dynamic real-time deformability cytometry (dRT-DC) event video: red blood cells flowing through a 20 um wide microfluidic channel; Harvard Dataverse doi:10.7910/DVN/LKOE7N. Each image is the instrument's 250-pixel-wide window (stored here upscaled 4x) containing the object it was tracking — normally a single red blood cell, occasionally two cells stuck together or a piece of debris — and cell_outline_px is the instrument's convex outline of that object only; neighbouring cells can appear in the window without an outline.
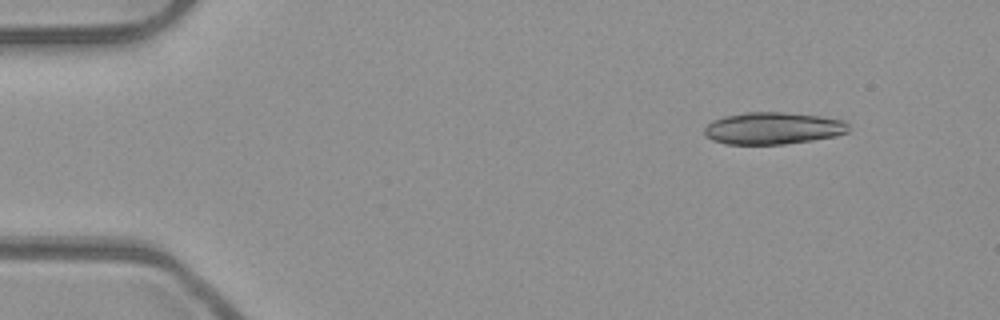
{"species": "common noctule bat (a hibernating species)", "species_latin": "Nyctalus noctula", "temperature_condition": "room temperature", "stored_images_in_passage": 5, "segment_of_instrument_passage": [2, 2], "camera_frame_rate_fps": 3000, "um_per_image_px": 0.085, "animal": {"sex": "male", "body_mass_g": 23.1, "forearm_length_mm": 52.7}, "frame": {"image": 1, "passage_image": 5, "time_ms": 1.333, "image_size_px": [1000, 320], "cell_outline_px": [[848, 132], [836, 136], [812, 140], [784, 144], [724, 144], [712, 140], [704, 136], [704, 128], [712, 120], [724, 116], [748, 112], [784, 112], [820, 116], [844, 120], [848, 124]], "centroid_in_image_um": [65.68, 10.9], "position_along_channel_um": 19.3, "area_um2": 27.05}}